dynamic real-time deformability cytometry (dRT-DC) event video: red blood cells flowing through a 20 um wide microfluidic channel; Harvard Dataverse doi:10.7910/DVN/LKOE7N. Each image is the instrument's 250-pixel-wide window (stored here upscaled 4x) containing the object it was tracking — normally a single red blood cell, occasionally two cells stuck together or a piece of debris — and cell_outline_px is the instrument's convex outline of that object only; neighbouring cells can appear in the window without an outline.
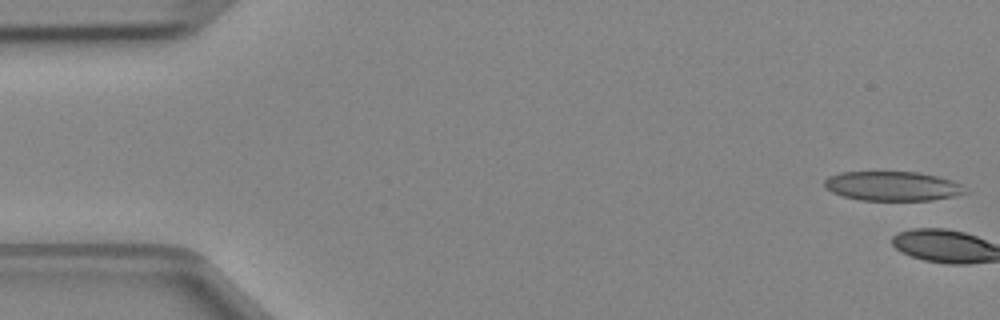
{"species": "Egyptian fruit bat (a non-hibernating species)", "species_latin": "Rousettus aegyptiacus", "temperature_condition": "cold", "stored_images_in_passage": 5, "camera_frame_rate_fps": 3000, "um_per_image_px": 0.085, "animal": {"sex": "female"}, "frame": {"image": 1, "passage_image": 1, "time_ms": 0.0, "image_size_px": [1000, 320], "cell_outline_px": [[968, 192], [956, 196], [932, 200], [860, 200], [844, 196], [832, 192], [824, 188], [824, 180], [828, 176], [840, 172], [920, 172], [952, 180], [964, 184]], "centroid_in_image_um": [75.89, 15.81], "position_along_channel_um": 9.1, "area_um2": 24.33}}
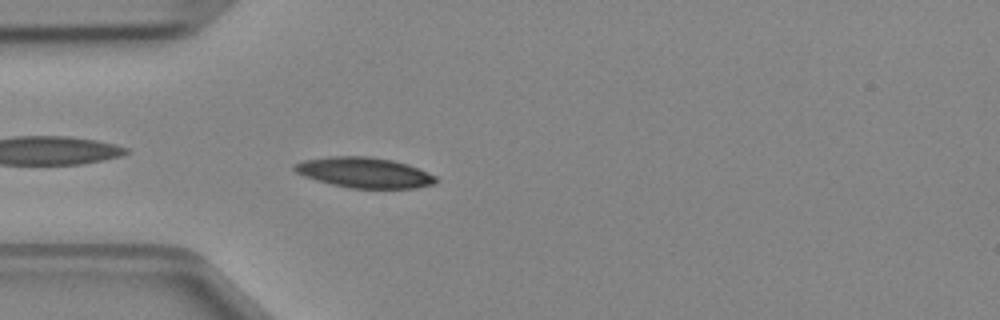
{"frame": {"image": 2, "passage_image": 5, "time_ms": 1.333, "image_size_px": [1000, 320], "cell_outline_px": [[440, 180], [436, 184], [416, 188], [348, 188], [316, 180], [304, 176], [296, 172], [292, 168], [292, 164], [304, 160], [328, 156], [368, 156], [392, 160], [408, 164], [436, 176]], "centroid_in_image_um": [30.97, 14.67], "position_along_channel_um": 54.0, "area_um2": 25.26}}